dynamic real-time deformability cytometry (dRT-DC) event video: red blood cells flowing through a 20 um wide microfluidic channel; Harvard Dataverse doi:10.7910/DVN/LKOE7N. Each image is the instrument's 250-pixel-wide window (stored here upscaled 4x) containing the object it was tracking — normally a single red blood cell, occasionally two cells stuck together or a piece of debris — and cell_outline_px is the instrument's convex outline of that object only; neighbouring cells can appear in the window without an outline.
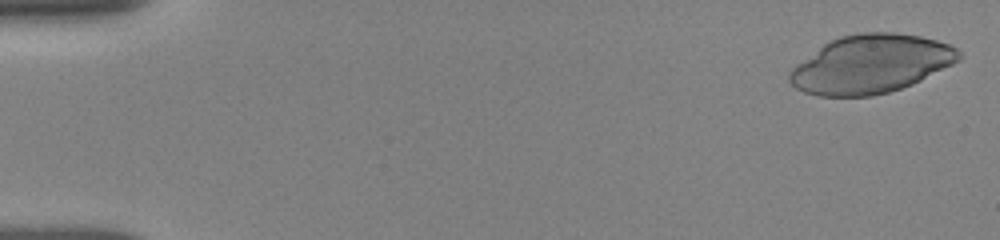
{"species": "human", "species_latin": "Homo sapiens", "temperature_condition": "room temperature", "stored_images_in_passage": 6, "camera_frame_rate_fps": 3000, "um_per_image_px": 0.085, "donor": {"sex": "female"}, "frame": {"image": 1, "passage_image": 1, "time_ms": 0.0, "image_size_px": [1000, 240], "cell_outline_px": [[964, 56], [960, 60], [912, 84], [888, 92], [872, 96], [816, 96], [804, 92], [796, 88], [788, 80], [788, 72], [796, 64], [824, 44], [840, 36], [860, 32], [892, 32], [920, 36], [936, 40], [948, 44], [956, 48]], "centroid_in_image_um": [74.01, 5.45], "position_along_channel_um": 11.0, "area_um2": 57.45}}